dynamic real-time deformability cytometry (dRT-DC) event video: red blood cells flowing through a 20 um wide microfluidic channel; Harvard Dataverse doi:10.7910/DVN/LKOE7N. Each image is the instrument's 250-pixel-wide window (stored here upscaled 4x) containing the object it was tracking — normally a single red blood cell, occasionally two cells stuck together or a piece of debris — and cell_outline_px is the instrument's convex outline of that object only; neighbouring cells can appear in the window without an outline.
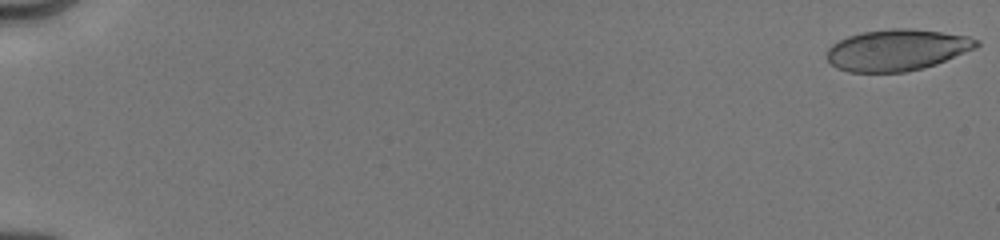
{"species": "human", "species_latin": "Homo sapiens", "temperature_condition": "cold", "stored_images_in_passage": 13, "camera_frame_rate_fps": 3000, "um_per_image_px": 0.085, "donor": {"sex": "male"}, "frame": {"image": 1, "passage_image": 1, "time_ms": 0.0, "image_size_px": [1000, 240], "cell_outline_px": [[980, 44], [976, 48], [936, 64], [924, 68], [904, 72], [848, 72], [836, 68], [828, 60], [828, 48], [832, 44], [848, 36], [864, 32], [892, 28], [912, 28], [968, 36], [980, 40]], "centroid_in_image_um": [76.26, 4.25], "position_along_channel_um": 8.7, "area_um2": 36.01}}
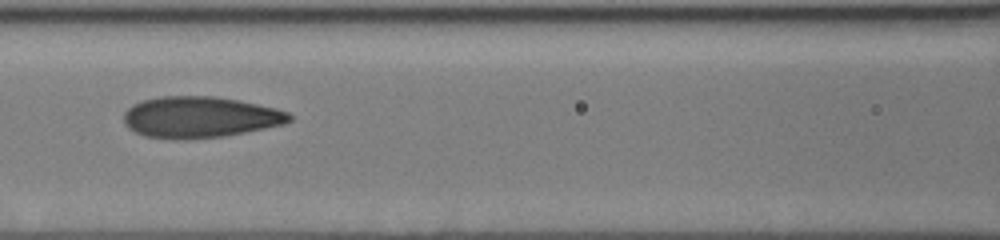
{"frame": {"image": 2, "passage_image": 10, "time_ms": 8.333, "image_size_px": [1000, 240], "cell_outline_px": [[292, 120], [284, 124], [224, 136], [144, 136], [128, 128], [124, 124], [124, 112], [132, 104], [144, 100], [160, 96], [216, 96], [240, 100], [276, 108], [288, 112], [292, 116]], "centroid_in_image_um": [17.03, 9.9], "position_along_channel_um": 149.6, "area_um2": 38.78}}
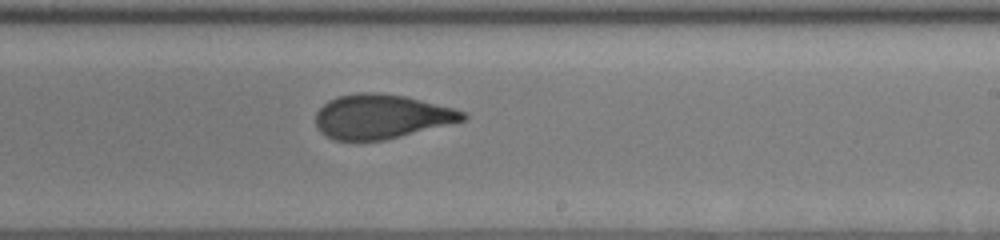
{"frame": {"image": 3, "passage_image": 13, "time_ms": 11.0, "image_size_px": [1000, 240], "cell_outline_px": [[468, 116], [464, 120], [384, 140], [336, 140], [320, 132], [316, 128], [316, 112], [328, 100], [336, 96], [356, 92], [376, 92], [404, 96], [452, 108], [464, 112]], "centroid_in_image_um": [32.35, 9.89], "position_along_channel_um": 256.6, "area_um2": 37.63}}